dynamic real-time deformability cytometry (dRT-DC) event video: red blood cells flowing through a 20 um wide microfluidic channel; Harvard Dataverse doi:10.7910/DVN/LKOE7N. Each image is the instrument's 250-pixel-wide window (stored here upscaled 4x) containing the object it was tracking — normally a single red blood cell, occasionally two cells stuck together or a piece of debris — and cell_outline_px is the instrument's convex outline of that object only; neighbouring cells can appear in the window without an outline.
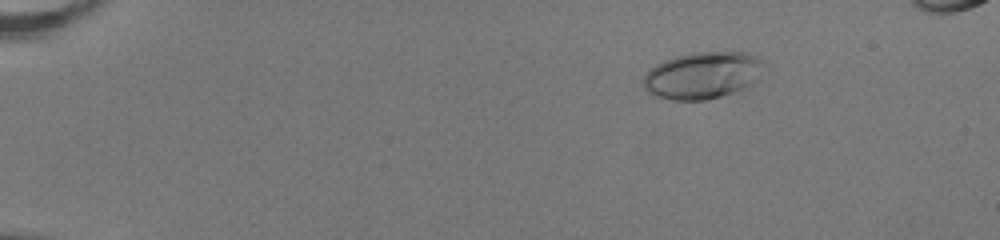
{"species": "human", "species_latin": "Homo sapiens", "temperature_condition": "room temperature", "stored_images_in_passage": 54, "camera_frame_rate_fps": 3000, "um_per_image_px": 0.085, "donor": {"sex": "female"}, "frame": {"image": 1, "passage_image": 10, "time_ms": 3.0, "image_size_px": [1000, 240], "cell_outline_px": [[764, 64], [752, 80], [748, 84], [732, 92], [720, 96], [704, 100], [672, 100], [656, 96], [648, 92], [644, 88], [644, 76], [648, 68], [664, 60], [688, 52], [748, 52], [764, 60]], "centroid_in_image_um": [59.63, 6.38], "position_along_channel_um": 25.4, "area_um2": 32.54}}
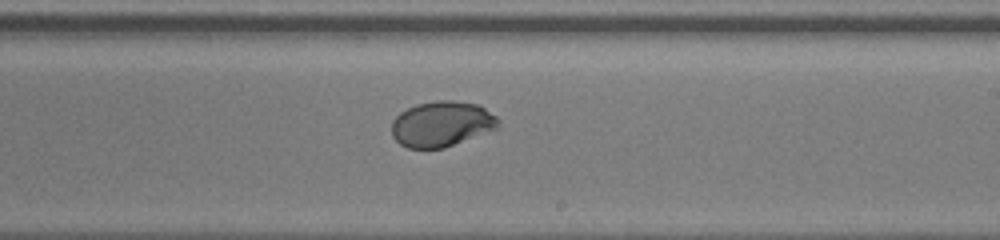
{"frame": {"image": 2, "passage_image": 35, "time_ms": 11.333, "image_size_px": [1000, 240], "cell_outline_px": [[500, 120], [496, 128], [444, 148], [408, 148], [400, 144], [392, 136], [392, 120], [400, 112], [416, 104], [436, 100], [452, 100], [480, 104], [496, 116]], "centroid_in_image_um": [37.52, 10.52], "position_along_channel_um": 251.5, "area_um2": 28.21}}
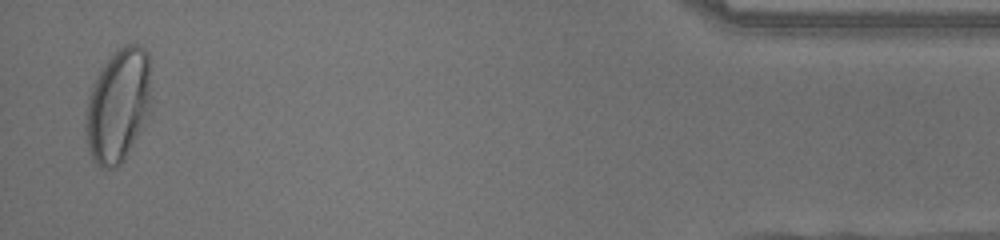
{"frame": {"image": 3, "passage_image": 53, "time_ms": 17.333, "image_size_px": [1000, 240], "cell_outline_px": [[152, 104], [144, 124], [140, 132], [124, 160], [116, 168], [100, 168], [92, 160], [88, 152], [84, 128], [84, 120], [88, 96], [92, 84], [104, 64], [124, 44], [140, 44], [148, 52]], "centroid_in_image_um": [10.03, 9.0], "position_along_channel_um": 425.2, "area_um2": 44.04}, "authors_computed_cell_mechanics": {"area_um2": 29.8537, "velocity_mm_per_s": 4.0317, "shape_relaxation_time_tau1_ms": 4.5774, "shape_relaxation_time_tau2_ms": null, "deformation_change_tau1": 0.2062, "deformation_change_tau2": null}}